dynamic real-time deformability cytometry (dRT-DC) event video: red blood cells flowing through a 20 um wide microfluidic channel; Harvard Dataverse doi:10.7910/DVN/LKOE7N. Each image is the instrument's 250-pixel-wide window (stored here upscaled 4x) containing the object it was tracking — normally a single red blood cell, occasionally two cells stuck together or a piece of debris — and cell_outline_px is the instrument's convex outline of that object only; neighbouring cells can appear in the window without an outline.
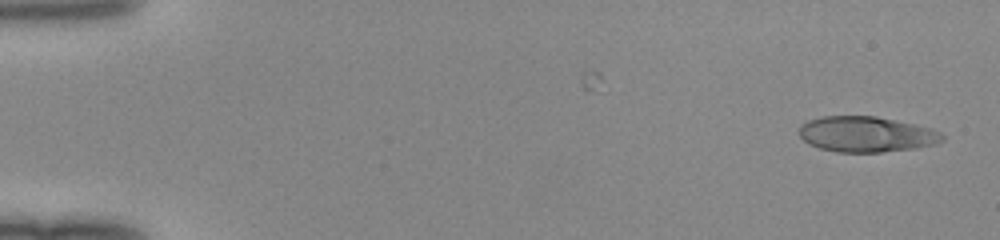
{"species": "human", "species_latin": "Homo sapiens", "temperature_condition": "room temperature", "stored_images_in_passage": 41, "camera_frame_rate_fps": 3000, "um_per_image_px": 0.085, "donor": {"sex": "female"}, "frame": {"image": 1, "passage_image": 1, "time_ms": 0.0, "image_size_px": [1000, 240], "cell_outline_px": [[944, 140], [936, 144], [916, 148], [880, 152], [836, 152], [820, 148], [808, 144], [800, 136], [800, 124], [808, 120], [820, 116], [876, 116], [932, 128], [940, 132], [944, 136]], "centroid_in_image_um": [73.64, 11.41], "position_along_channel_um": 11.4, "area_um2": 29.77}}
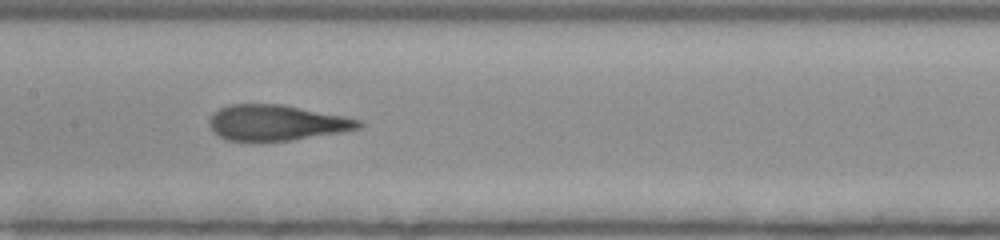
{"frame": {"image": 2, "passage_image": 24, "time_ms": 7.667, "image_size_px": [1000, 240], "cell_outline_px": [[364, 124], [360, 128], [340, 132], [292, 140], [228, 140], [212, 132], [208, 124], [208, 120], [212, 112], [228, 104], [280, 104], [344, 116], [364, 120]], "centroid_in_image_um": [23.48, 10.42], "position_along_channel_um": 183.9, "area_um2": 30.92}}
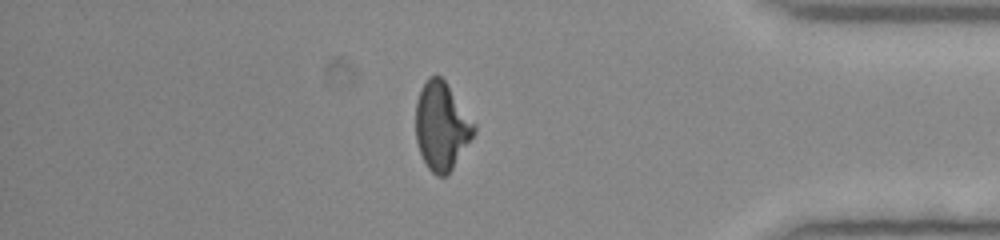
{"frame": {"image": 3, "passage_image": 41, "time_ms": 13.333, "image_size_px": [1000, 240], "cell_outline_px": [[476, 132], [448, 176], [436, 176], [428, 168], [420, 152], [416, 140], [416, 100], [420, 88], [428, 76], [440, 76], [444, 80], [476, 124]], "centroid_in_image_um": [37.54, 10.73], "position_along_channel_um": 397.7, "area_um2": 29.94}}